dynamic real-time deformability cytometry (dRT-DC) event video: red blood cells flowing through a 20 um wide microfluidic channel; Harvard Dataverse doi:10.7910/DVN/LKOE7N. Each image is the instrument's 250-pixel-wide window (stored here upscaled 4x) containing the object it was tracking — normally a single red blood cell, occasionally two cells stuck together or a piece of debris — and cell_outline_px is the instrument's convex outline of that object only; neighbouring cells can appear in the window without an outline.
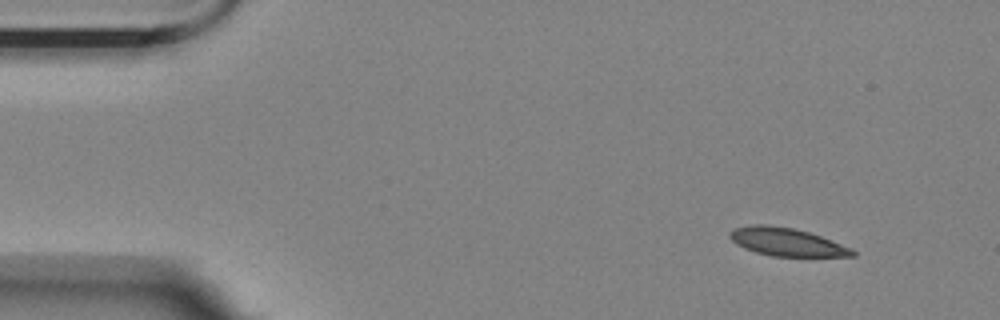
{"species": "Egyptian fruit bat (a non-hibernating species)", "species_latin": "Rousettus aegyptiacus", "temperature_condition": "room temperature", "stored_images_in_passage": 5, "segment_of_instrument_passage": [1, 2], "camera_frame_rate_fps": 3000, "um_per_image_px": 0.085, "animal": {"sex": "female"}, "frame": {"image": 1, "passage_image": 1, "time_ms": 0.0, "image_size_px": [1000, 320], "cell_outline_px": [[856, 256], [772, 256], [756, 252], [744, 248], [736, 244], [728, 236], [728, 232], [732, 228], [752, 224], [764, 224], [792, 228], [808, 232], [820, 236], [852, 248], [856, 252]], "centroid_in_image_um": [66.82, 20.56], "position_along_channel_um": 18.2, "area_um2": 20.0}}
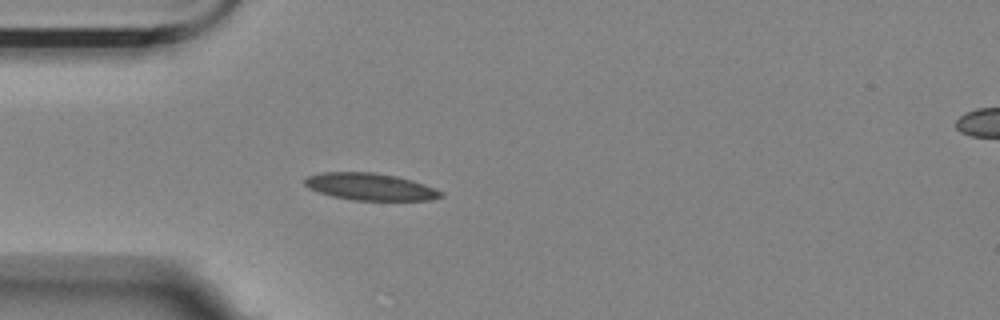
{"frame": {"image": 2, "passage_image": 4, "time_ms": 1.0, "image_size_px": [1000, 320], "cell_outline_px": [[444, 196], [432, 200], [352, 200], [332, 196], [308, 188], [304, 184], [304, 180], [308, 176], [324, 172], [372, 172], [396, 176], [412, 180], [436, 188], [444, 192]], "centroid_in_image_um": [31.51, 15.87], "position_along_channel_um": 53.5, "area_um2": 21.5}}